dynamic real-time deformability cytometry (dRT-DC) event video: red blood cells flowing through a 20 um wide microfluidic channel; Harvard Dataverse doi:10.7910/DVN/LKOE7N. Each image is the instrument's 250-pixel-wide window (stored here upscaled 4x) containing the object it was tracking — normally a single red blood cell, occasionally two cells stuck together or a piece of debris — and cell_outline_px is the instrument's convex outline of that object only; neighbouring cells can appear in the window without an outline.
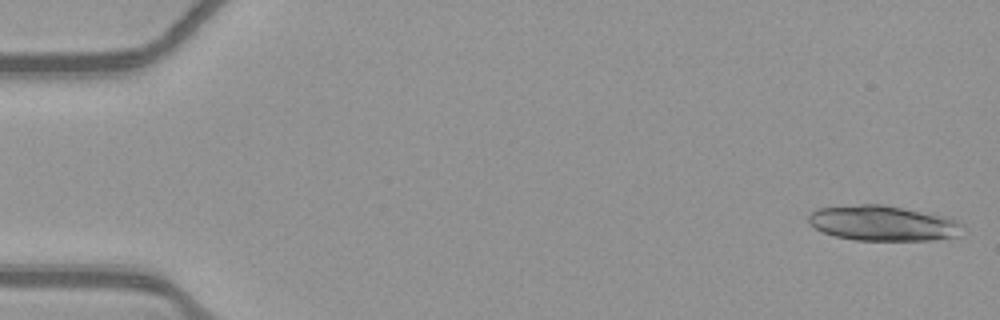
{"species": "common noctule bat (a hibernating species)", "species_latin": "Nyctalus noctula", "temperature_condition": "warm", "stored_images_in_passage": 19, "camera_frame_rate_fps": 3000, "um_per_image_px": 0.085, "animal": {"sex": "female", "body_mass_g": 21.9}, "frame": {"image": 1, "passage_image": 1, "time_ms": 0.0, "image_size_px": [1000, 320], "cell_outline_px": [[964, 224], [960, 236], [932, 240], [856, 240], [836, 236], [824, 232], [808, 224], [808, 216], [816, 208], [860, 204], [880, 204], [948, 216]], "centroid_in_image_um": [75.08, 18.97], "position_along_channel_um": 9.9, "area_um2": 31.79}}